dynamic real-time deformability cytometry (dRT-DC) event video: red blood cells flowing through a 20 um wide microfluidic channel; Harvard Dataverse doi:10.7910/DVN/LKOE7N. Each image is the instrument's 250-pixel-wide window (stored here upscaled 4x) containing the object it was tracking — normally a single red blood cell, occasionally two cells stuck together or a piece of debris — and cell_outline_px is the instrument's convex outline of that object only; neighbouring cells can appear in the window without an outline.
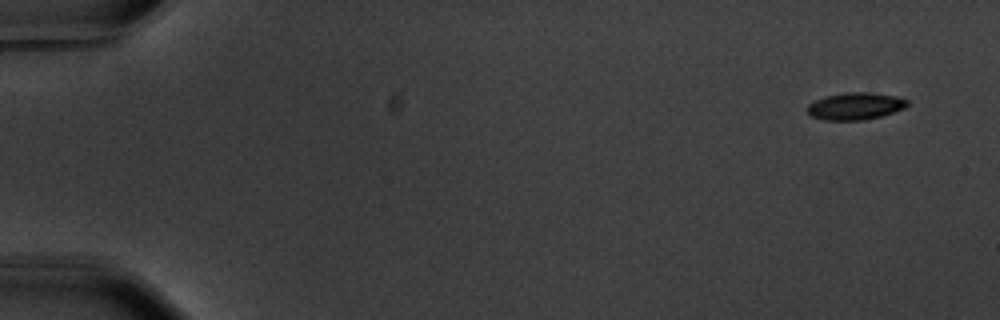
{"species": "common noctule bat (a hibernating species)", "species_latin": "Nyctalus noctula", "temperature_condition": "warm", "stored_images_in_passage": 6, "camera_frame_rate_fps": 3000, "um_per_image_px": 0.085, "animal": {"sex": "male", "body_mass_g": 20.1, "forearm_length_mm": 53.5}, "frame": {"image": 1, "passage_image": 1, "time_ms": 0.0, "image_size_px": [1000, 320], "cell_outline_px": [[908, 104], [904, 108], [880, 116], [864, 120], [824, 120], [812, 116], [808, 112], [808, 104], [824, 96], [844, 92], [872, 92], [896, 96], [908, 100]], "centroid_in_image_um": [72.7, 9.01], "position_along_channel_um": 12.3, "area_um2": 15.78}}